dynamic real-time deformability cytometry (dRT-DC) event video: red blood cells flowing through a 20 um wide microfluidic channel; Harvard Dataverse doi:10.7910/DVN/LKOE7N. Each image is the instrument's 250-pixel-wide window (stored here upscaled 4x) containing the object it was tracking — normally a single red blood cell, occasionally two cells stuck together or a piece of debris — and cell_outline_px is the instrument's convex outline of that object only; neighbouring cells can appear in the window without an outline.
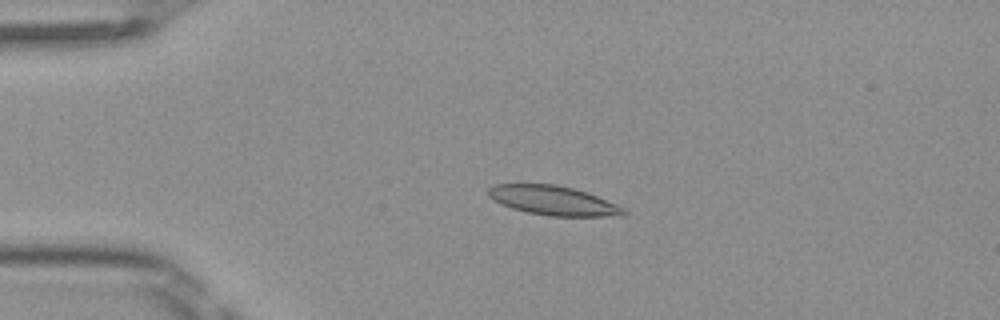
{"species": "Egyptian fruit bat (a non-hibernating species)", "species_latin": "Rousettus aegyptiacus", "temperature_condition": "room temperature", "stored_images_in_passage": 6, "camera_frame_rate_fps": 3000, "um_per_image_px": 0.085, "frame": {"image": 1, "passage_image": 4, "time_ms": 1.0, "image_size_px": [1000, 320], "cell_outline_px": [[628, 212], [624, 216], [548, 216], [528, 212], [512, 208], [500, 204], [488, 196], [488, 188], [496, 184], [556, 184], [588, 192], [628, 208]], "centroid_in_image_um": [47.1, 17.05], "position_along_channel_um": 37.9, "area_um2": 23.41}}
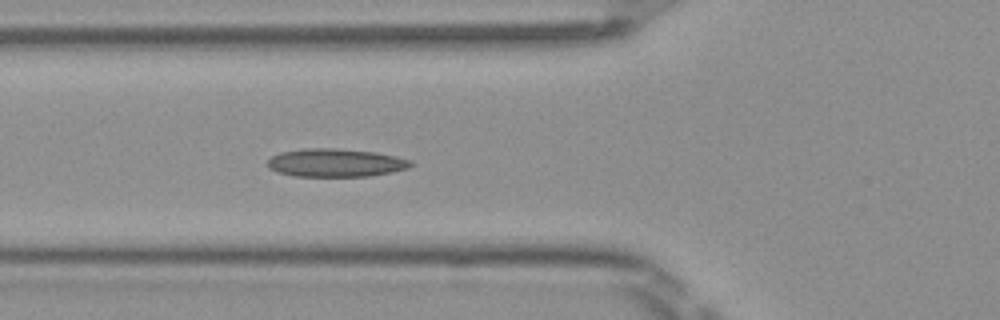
{"frame": {"image": 2, "passage_image": 6, "time_ms": 1.667, "image_size_px": [1000, 320], "cell_outline_px": [[412, 164], [408, 168], [392, 172], [368, 176], [296, 176], [276, 172], [268, 168], [268, 160], [272, 156], [280, 152], [304, 148], [336, 148], [376, 152], [396, 156], [412, 160]], "centroid_in_image_um": [28.52, 13.83], "position_along_channel_um": 97.3, "area_um2": 23.58}}